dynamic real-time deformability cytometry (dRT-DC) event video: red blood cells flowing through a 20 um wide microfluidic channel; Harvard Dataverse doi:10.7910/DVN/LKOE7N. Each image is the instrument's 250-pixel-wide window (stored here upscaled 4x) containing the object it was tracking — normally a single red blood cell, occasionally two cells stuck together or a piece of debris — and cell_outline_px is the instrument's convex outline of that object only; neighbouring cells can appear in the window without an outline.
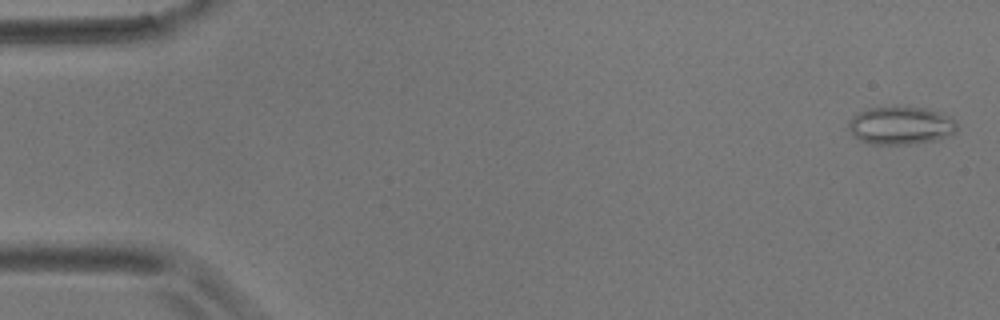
{"species": "common noctule bat (a hibernating species)", "species_latin": "Nyctalus noctula", "temperature_condition": "room temperature", "stored_images_in_passage": 5, "camera_frame_rate_fps": 3000, "um_per_image_px": 0.085, "animal": {"sex": "male", "body_mass_g": 17.9}, "frame": {"image": 1, "passage_image": 1, "time_ms": 0.0, "image_size_px": [1000, 320], "cell_outline_px": [[956, 132], [948, 136], [936, 140], [908, 144], [868, 144], [860, 140], [848, 128], [848, 120], [856, 112], [868, 108], [896, 104], [928, 108], [948, 116], [956, 120]], "centroid_in_image_um": [76.54, 10.62], "position_along_channel_um": 8.5, "area_um2": 24.68}}